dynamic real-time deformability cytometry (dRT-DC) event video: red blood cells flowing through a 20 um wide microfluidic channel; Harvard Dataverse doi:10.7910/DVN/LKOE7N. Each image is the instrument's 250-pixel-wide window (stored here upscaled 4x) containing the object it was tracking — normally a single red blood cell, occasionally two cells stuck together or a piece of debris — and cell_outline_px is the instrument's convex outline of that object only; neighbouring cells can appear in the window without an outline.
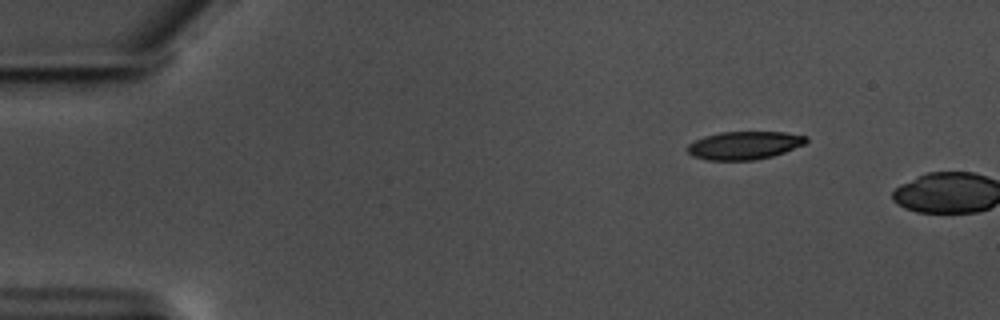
{"species": "common noctule bat (a hibernating species)", "species_latin": "Nyctalus noctula", "temperature_condition": "warm", "stored_images_in_passage": 3, "camera_frame_rate_fps": 3000, "um_per_image_px": 0.085, "animal": {"sex": "male", "body_mass_g": 17.5, "forearm_length_mm": 52.3}, "frame": {"image": 1, "passage_image": 1, "time_ms": 0.0, "image_size_px": [1000, 320], "cell_outline_px": [[808, 140], [804, 144], [784, 152], [772, 156], [756, 160], [708, 160], [692, 156], [684, 148], [688, 144], [704, 136], [720, 132], [784, 132], [808, 136]], "centroid_in_image_um": [63.24, 12.35], "position_along_channel_um": 21.8, "area_um2": 19.48}}